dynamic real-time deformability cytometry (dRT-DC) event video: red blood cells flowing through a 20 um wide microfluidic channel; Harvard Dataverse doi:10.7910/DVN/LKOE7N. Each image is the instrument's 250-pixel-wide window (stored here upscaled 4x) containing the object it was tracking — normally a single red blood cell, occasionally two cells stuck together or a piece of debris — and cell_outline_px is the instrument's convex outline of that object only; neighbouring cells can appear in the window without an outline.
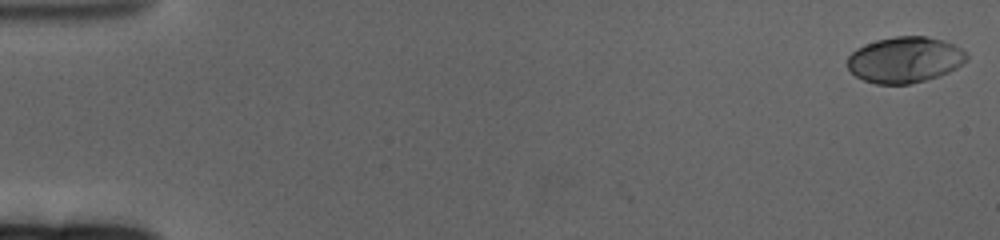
{"species": "human", "species_latin": "Homo sapiens", "temperature_condition": "cold", "stored_images_in_passage": 63, "camera_frame_rate_fps": 3000, "um_per_image_px": 0.085, "donor": {"sex": "female"}, "frame": {"image": 1, "passage_image": 1, "time_ms": 0.0, "image_size_px": [1000, 240], "cell_outline_px": [[968, 60], [956, 68], [940, 76], [912, 84], [876, 84], [864, 80], [856, 76], [848, 68], [848, 56], [856, 48], [864, 44], [876, 40], [896, 36], [928, 36], [944, 40], [968, 52]], "centroid_in_image_um": [76.93, 5.08], "position_along_channel_um": 8.1, "area_um2": 32.19}}
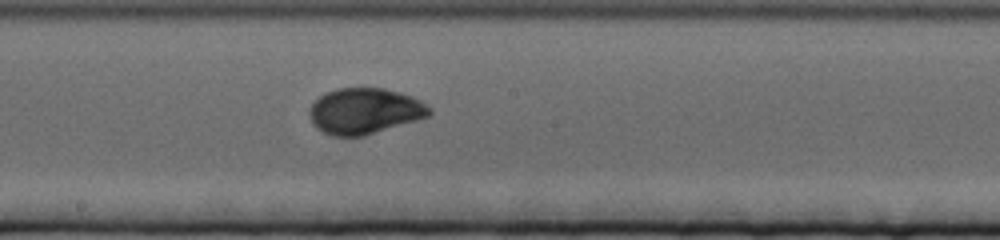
{"frame": {"image": 2, "passage_image": 35, "time_ms": 11.333, "image_size_px": [1000, 240], "cell_outline_px": [[432, 112], [428, 116], [416, 120], [364, 136], [332, 136], [316, 128], [312, 124], [308, 112], [308, 108], [324, 92], [336, 88], [384, 88], [400, 92], [412, 96], [420, 100], [432, 108]], "centroid_in_image_um": [30.97, 9.43], "position_along_channel_um": 217.2, "area_um2": 32.25}}
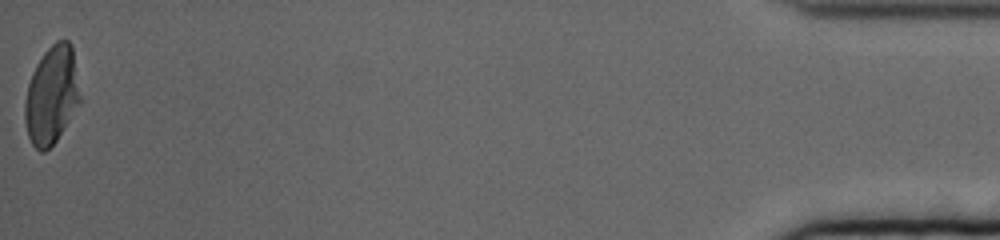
{"frame": {"image": 3, "passage_image": 63, "time_ms": 20.667, "image_size_px": [1000, 240], "cell_outline_px": [[80, 100], [56, 140], [44, 152], [40, 152], [32, 144], [28, 136], [24, 120], [24, 100], [28, 84], [32, 72], [36, 64], [44, 52], [56, 40], [68, 40], [72, 44], [80, 96]], "centroid_in_image_um": [4.35, 8.07], "position_along_channel_um": 430.8, "area_um2": 31.21}, "authors_computed_cell_mechanics": {"area_um2": 31.5588, "velocity_mm_per_s": 3.2446, "shape_relaxation_time_tau1_ms": 3.1086, "shape_relaxation_time_tau2_ms": null, "deformation_change_tau1": 0.1892, "deformation_change_tau2": null}}